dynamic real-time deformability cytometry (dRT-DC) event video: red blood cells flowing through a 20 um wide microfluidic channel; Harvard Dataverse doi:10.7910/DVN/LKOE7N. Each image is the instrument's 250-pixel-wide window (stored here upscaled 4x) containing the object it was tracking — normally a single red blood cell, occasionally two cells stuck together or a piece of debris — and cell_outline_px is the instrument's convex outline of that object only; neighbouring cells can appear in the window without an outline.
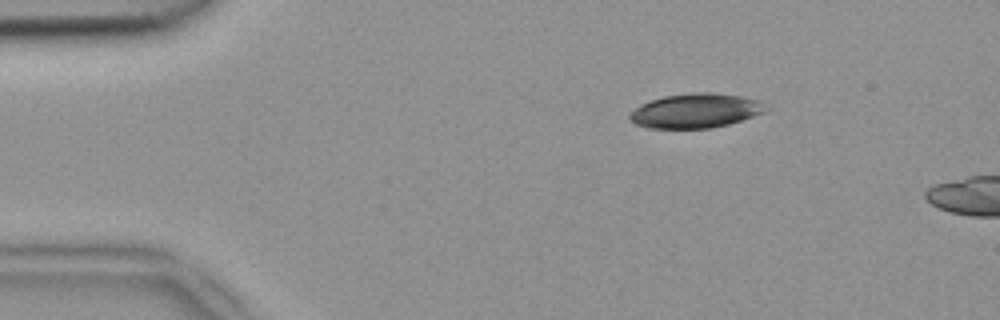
{"species": "common noctule bat (a hibernating species)", "species_latin": "Nyctalus noctula", "temperature_condition": "room temperature", "stored_images_in_passage": 2, "camera_frame_rate_fps": 3000, "um_per_image_px": 0.085, "animal": {"sex": "female", "body_mass_g": 18.4}, "frame": {"image": 1, "passage_image": 1, "time_ms": 0.0, "image_size_px": [1000, 320], "cell_outline_px": [[768, 108], [764, 112], [728, 124], [712, 128], [648, 128], [636, 124], [628, 116], [636, 108], [652, 100], [664, 96], [692, 92], [708, 92], [740, 96], [756, 100]], "centroid_in_image_um": [59.12, 9.41], "position_along_channel_um": 25.9, "area_um2": 26.76}}